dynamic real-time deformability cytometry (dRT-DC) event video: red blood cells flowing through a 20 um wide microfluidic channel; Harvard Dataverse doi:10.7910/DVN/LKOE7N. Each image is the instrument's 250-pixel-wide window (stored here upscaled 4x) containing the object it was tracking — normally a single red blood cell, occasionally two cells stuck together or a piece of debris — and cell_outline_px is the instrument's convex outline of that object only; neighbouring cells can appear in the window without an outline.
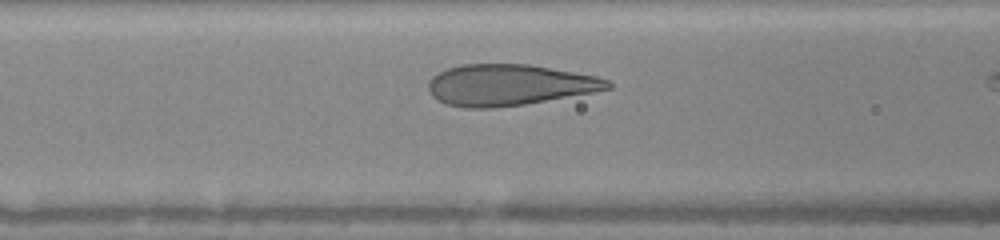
{"species": "human", "species_latin": "Homo sapiens", "temperature_condition": "warm", "stored_images_in_passage": 6, "camera_frame_rate_fps": 3000, "um_per_image_px": 0.085, "donor": {"sex": "female"}, "frame": {"image": 1, "passage_image": 5, "time_ms": 2.0, "image_size_px": [1000, 240], "cell_outline_px": [[612, 88], [592, 92], [524, 104], [496, 108], [464, 108], [444, 104], [436, 100], [428, 92], [428, 80], [432, 76], [448, 68], [460, 64], [528, 64], [596, 76], [608, 80], [612, 84]], "centroid_in_image_um": [43.21, 7.23], "position_along_channel_um": 123.4, "area_um2": 43.06}}